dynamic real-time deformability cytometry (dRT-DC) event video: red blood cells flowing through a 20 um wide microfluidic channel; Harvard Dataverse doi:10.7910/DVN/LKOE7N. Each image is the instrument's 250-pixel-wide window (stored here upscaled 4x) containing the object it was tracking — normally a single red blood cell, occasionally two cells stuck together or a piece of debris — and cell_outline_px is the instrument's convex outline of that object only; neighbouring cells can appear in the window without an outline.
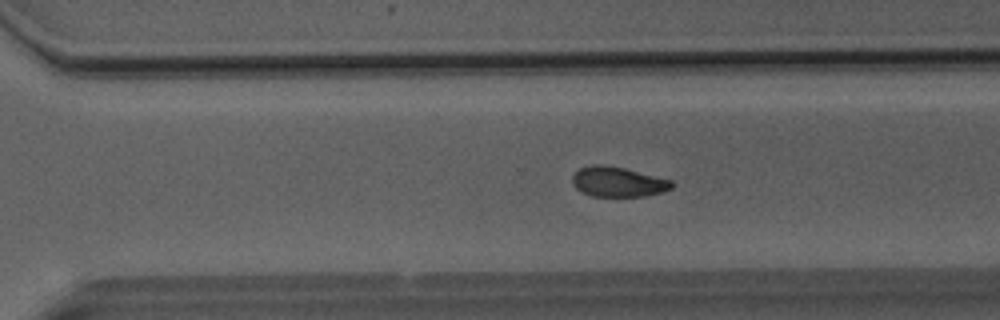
{"species": "Egyptian fruit bat (a non-hibernating species)", "species_latin": "Rousettus aegyptiacus", "temperature_condition": "room temperature", "stored_images_in_passage": 38, "camera_frame_rate_fps": 3000, "um_per_image_px": 0.085, "animal": {"sex": "male"}, "frame": {"image": 1, "passage_image": 22, "time_ms": 7.0, "image_size_px": [1000, 320], "cell_outline_px": [[676, 184], [672, 188], [660, 192], [644, 196], [592, 196], [580, 192], [572, 184], [572, 176], [580, 168], [592, 164], [600, 164], [624, 168], [672, 180]], "centroid_in_image_um": [52.51, 15.45], "position_along_channel_um": 318.1, "area_um2": 17.4}}
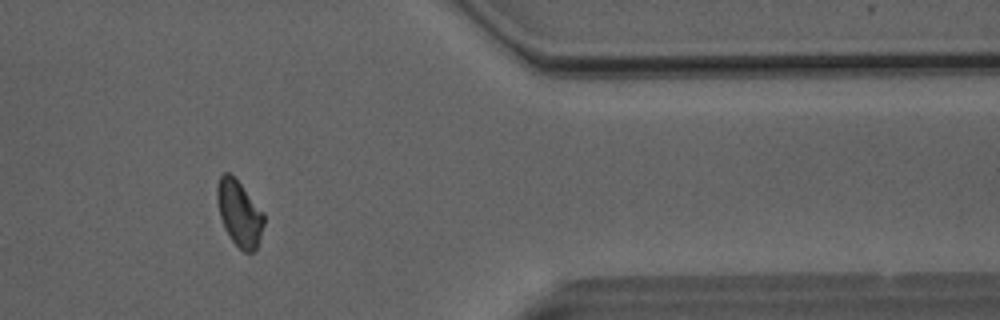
{"frame": {"image": 2, "passage_image": 29, "time_ms": 9.333, "image_size_px": [1000, 320], "cell_outline_px": [[264, 224], [256, 248], [252, 252], [244, 252], [232, 240], [224, 228], [220, 216], [216, 200], [216, 188], [220, 176], [224, 172], [228, 172], [240, 184], [264, 212]], "centroid_in_image_um": [20.33, 18.12], "position_along_channel_um": 391.1, "area_um2": 17.69}}
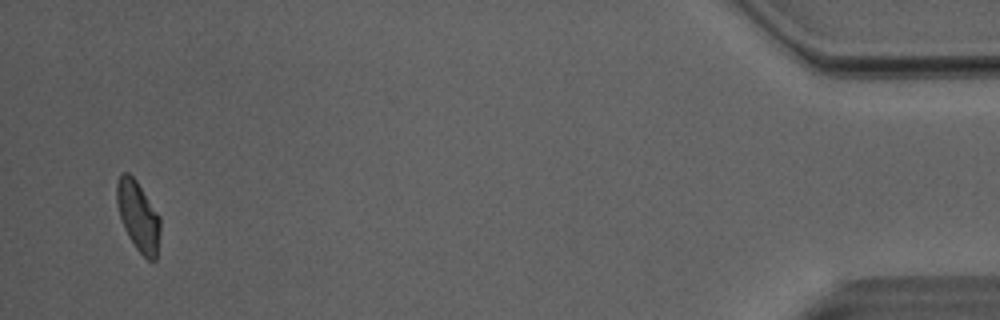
{"frame": {"image": 3, "passage_image": 36, "time_ms": 11.667, "image_size_px": [1000, 320], "cell_outline_px": [[160, 232], [156, 260], [148, 260], [136, 248], [128, 236], [124, 228], [120, 216], [116, 200], [116, 184], [120, 176], [124, 172], [128, 172], [136, 180], [160, 216]], "centroid_in_image_um": [11.75, 18.37], "position_along_channel_um": 423.4, "area_um2": 17.57}, "authors_computed_cell_mechanics": {"area_um2": 17.8891, "velocity_mm_per_s": 4.039, "shape_relaxation_time_tau1_ms": 7.4807, "shape_relaxation_time_tau2_ms": 5.6524, "deformation_change_tau1": 0.1715, "deformation_change_tau2": 0.1052}}